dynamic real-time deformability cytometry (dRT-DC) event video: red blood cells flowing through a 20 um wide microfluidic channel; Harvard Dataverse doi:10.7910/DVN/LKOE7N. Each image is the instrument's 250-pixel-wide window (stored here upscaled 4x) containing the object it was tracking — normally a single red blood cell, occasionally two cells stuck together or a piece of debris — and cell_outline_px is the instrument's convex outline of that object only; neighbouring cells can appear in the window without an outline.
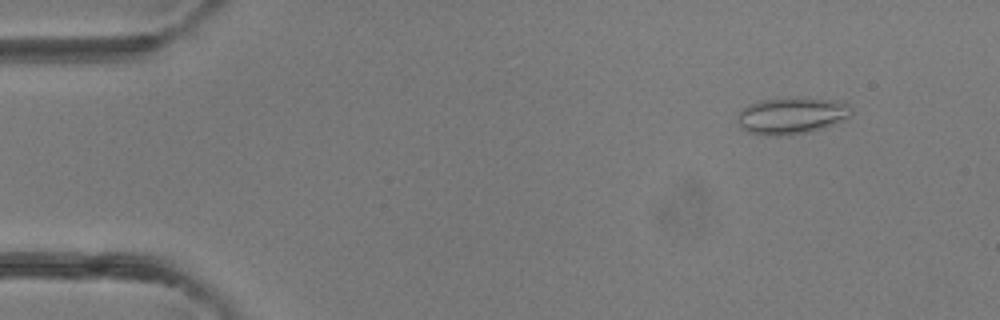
{"species": "common noctule bat (a hibernating species)", "species_latin": "Nyctalus noctula", "temperature_condition": "room temperature", "stored_images_in_passage": 4, "camera_frame_rate_fps": 3000, "um_per_image_px": 0.085, "animal": {"sex": "female"}, "frame": {"image": 1, "passage_image": 2, "time_ms": 1.0, "image_size_px": [1000, 320], "cell_outline_px": [[852, 112], [844, 120], [808, 132], [788, 136], [768, 136], [748, 132], [740, 128], [736, 120], [740, 112], [748, 104], [760, 100], [836, 100], [848, 104], [852, 108]], "centroid_in_image_um": [67.24, 9.88], "position_along_channel_um": 17.8, "area_um2": 23.7}}